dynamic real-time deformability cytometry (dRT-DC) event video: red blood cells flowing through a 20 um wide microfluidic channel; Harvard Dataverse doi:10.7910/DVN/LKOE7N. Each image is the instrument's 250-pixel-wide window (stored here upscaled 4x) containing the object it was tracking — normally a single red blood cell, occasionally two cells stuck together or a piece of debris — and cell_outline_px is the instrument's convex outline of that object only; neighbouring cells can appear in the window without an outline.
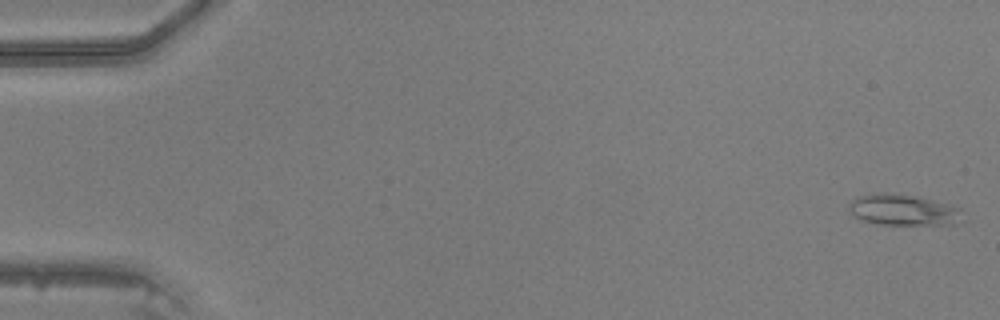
{"species": "common noctule bat (a hibernating species)", "species_latin": "Nyctalus noctula", "temperature_condition": "warm", "stored_images_in_passage": 47, "camera_frame_rate_fps": 3000, "um_per_image_px": 0.085, "animal": {"sex": "male", "body_mass_g": 20.5, "forearm_length_mm": 52.5}, "frame": {"image": 1, "passage_image": 1, "time_ms": 0.0, "image_size_px": [1000, 320], "cell_outline_px": [[968, 220], [956, 224], [876, 224], [860, 220], [848, 208], [848, 204], [856, 196], [884, 192], [912, 196], [948, 204], [960, 208]], "centroid_in_image_um": [76.82, 17.86], "position_along_channel_um": 8.2, "area_um2": 20.63}}
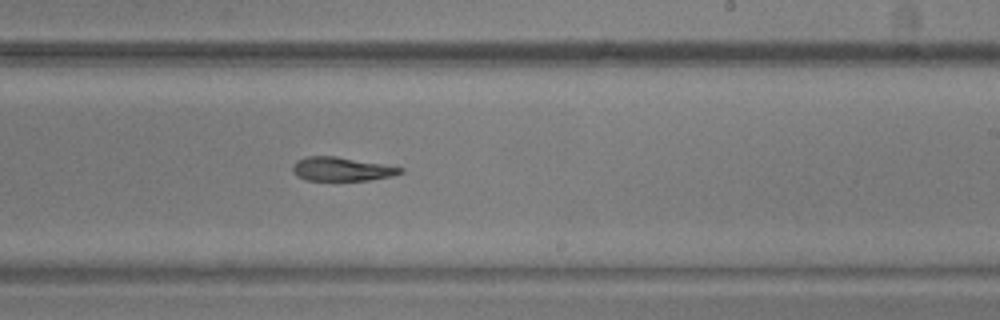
{"frame": {"image": 2, "passage_image": 29, "time_ms": 9.333, "image_size_px": [1000, 320], "cell_outline_px": [[404, 172], [392, 176], [368, 180], [308, 180], [296, 176], [292, 172], [292, 164], [296, 160], [308, 156], [336, 156], [404, 168]], "centroid_in_image_um": [29.0, 14.37], "position_along_channel_um": 260.0, "area_um2": 14.91}}
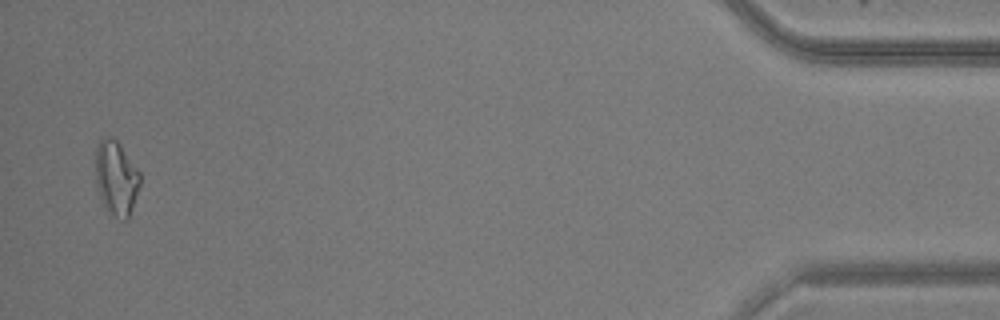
{"frame": {"image": 3, "passage_image": 46, "time_ms": 15.0, "image_size_px": [1000, 320], "cell_outline_px": [[140, 184], [128, 220], [124, 220], [116, 216], [104, 204], [100, 196], [96, 184], [96, 148], [100, 140], [104, 136], [116, 140], [120, 144], [140, 172]], "centroid_in_image_um": [9.89, 15.1], "position_along_channel_um": 425.3, "area_um2": 18.9}}